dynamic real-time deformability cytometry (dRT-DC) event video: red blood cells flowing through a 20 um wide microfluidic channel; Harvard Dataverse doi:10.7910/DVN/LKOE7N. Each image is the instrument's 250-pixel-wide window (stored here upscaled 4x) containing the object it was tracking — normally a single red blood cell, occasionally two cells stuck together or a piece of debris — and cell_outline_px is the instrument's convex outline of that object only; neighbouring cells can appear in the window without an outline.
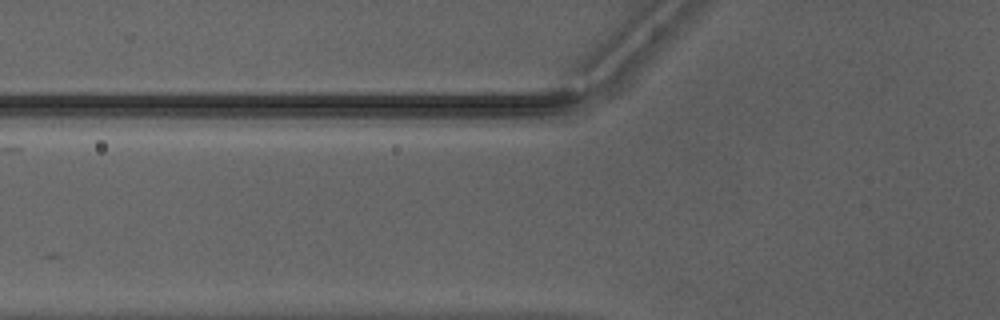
{"species": "Egyptian fruit bat (a non-hibernating species)", "species_latin": "Rousettus aegyptiacus", "temperature_condition": "warm", "stored_images_in_passage": 4, "camera_frame_rate_fps": 3000, "um_per_image_px": 0.085, "animal": {"sex": "male"}, "frame": {"image": 1, "passage_image": 4, "time_ms": 1.0, "image_size_px": [1000, 320], "cell_outline_px": [[560, 264], [556, 268], [540, 276], [528, 276], [484, 272], [484, 268], [496, 252], [512, 244], [544, 248], [560, 252]], "centroid_in_image_um": [44.5, 22.19], "position_along_channel_um": 81.3, "area_um2": 13.18}}